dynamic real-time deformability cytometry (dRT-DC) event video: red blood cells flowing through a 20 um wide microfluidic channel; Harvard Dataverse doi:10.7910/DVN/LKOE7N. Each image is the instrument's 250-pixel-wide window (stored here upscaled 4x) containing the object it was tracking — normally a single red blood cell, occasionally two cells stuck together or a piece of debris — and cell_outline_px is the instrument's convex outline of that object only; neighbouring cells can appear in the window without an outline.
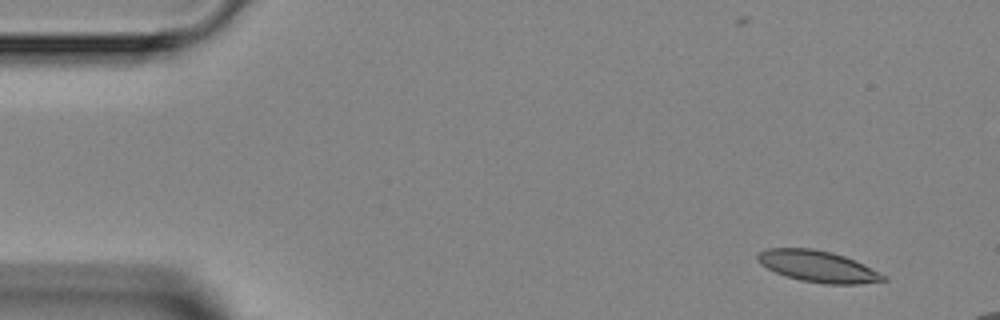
{"species": "Egyptian fruit bat (a non-hibernating species)", "species_latin": "Rousettus aegyptiacus", "temperature_condition": "room temperature", "stored_images_in_passage": 4, "camera_frame_rate_fps": 3000, "um_per_image_px": 0.085, "animal": {"sex": "female"}, "frame": {"image": 1, "passage_image": 1, "time_ms": 0.0, "image_size_px": [1000, 320], "cell_outline_px": [[888, 280], [860, 284], [824, 284], [800, 280], [776, 272], [760, 264], [756, 260], [756, 256], [760, 252], [768, 248], [812, 248], [832, 252], [844, 256], [864, 264], [888, 276]], "centroid_in_image_um": [69.55, 22.64], "position_along_channel_um": 15.4, "area_um2": 23.06}}